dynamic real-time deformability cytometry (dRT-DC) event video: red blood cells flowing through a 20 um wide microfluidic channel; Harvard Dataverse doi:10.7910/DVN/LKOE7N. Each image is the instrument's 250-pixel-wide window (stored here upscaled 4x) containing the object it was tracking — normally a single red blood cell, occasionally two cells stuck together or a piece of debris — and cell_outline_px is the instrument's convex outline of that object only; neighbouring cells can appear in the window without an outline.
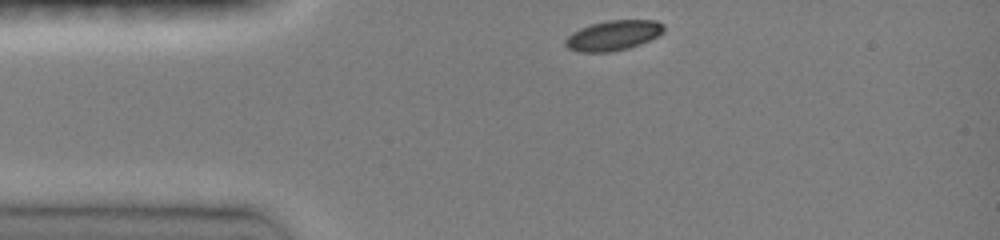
{"species": "common noctule bat (a hibernating species)", "species_latin": "Nyctalus noctula", "temperature_condition": "room temperature", "stored_images_in_passage": 8, "camera_frame_rate_fps": 3000, "um_per_image_px": 0.085, "animal": {"sex": "female", "body_mass_g": 19.0, "forearm_length_mm": 51.5}, "frame": {"image": 1, "passage_image": 1, "time_ms": 0.0, "image_size_px": [1000, 240], "cell_outline_px": [[664, 32], [640, 44], [628, 48], [612, 52], [580, 52], [568, 48], [564, 44], [564, 40], [572, 32], [580, 28], [592, 24], [608, 20], [656, 20], [664, 24]], "centroid_in_image_um": [52.11, 3.01], "position_along_channel_um": 32.9, "area_um2": 17.22}}
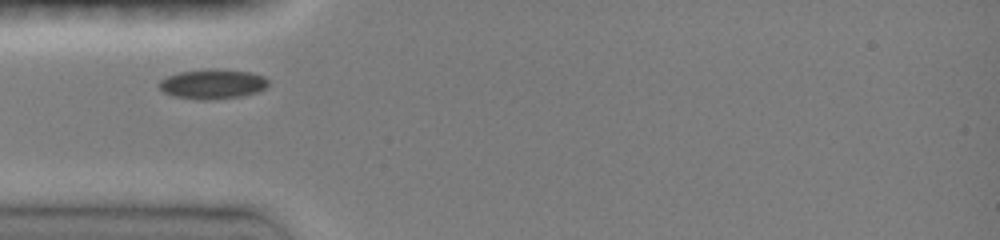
{"frame": {"image": 2, "passage_image": 6, "time_ms": 1.667, "image_size_px": [1000, 240], "cell_outline_px": [[268, 88], [244, 96], [212, 100], [196, 100], [176, 96], [164, 92], [156, 84], [160, 80], [168, 76], [180, 72], [208, 68], [216, 68], [252, 72], [264, 76], [268, 80]], "centroid_in_image_um": [18.1, 7.14], "position_along_channel_um": 66.9, "area_um2": 19.31}}